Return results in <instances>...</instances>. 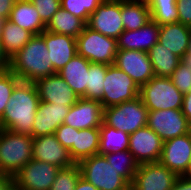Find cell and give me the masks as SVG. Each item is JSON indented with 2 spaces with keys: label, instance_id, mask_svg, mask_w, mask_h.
I'll list each match as a JSON object with an SVG mask.
<instances>
[{
  "label": "cell",
  "instance_id": "1",
  "mask_svg": "<svg viewBox=\"0 0 191 190\" xmlns=\"http://www.w3.org/2000/svg\"><path fill=\"white\" fill-rule=\"evenodd\" d=\"M39 102L35 83L20 81L15 86L3 115L0 117V128L31 135Z\"/></svg>",
  "mask_w": 191,
  "mask_h": 190
},
{
  "label": "cell",
  "instance_id": "2",
  "mask_svg": "<svg viewBox=\"0 0 191 190\" xmlns=\"http://www.w3.org/2000/svg\"><path fill=\"white\" fill-rule=\"evenodd\" d=\"M44 39L34 35L28 43L9 59V70L21 81L35 82L55 74Z\"/></svg>",
  "mask_w": 191,
  "mask_h": 190
},
{
  "label": "cell",
  "instance_id": "3",
  "mask_svg": "<svg viewBox=\"0 0 191 190\" xmlns=\"http://www.w3.org/2000/svg\"><path fill=\"white\" fill-rule=\"evenodd\" d=\"M33 137L0 128V170L14 176L32 159Z\"/></svg>",
  "mask_w": 191,
  "mask_h": 190
},
{
  "label": "cell",
  "instance_id": "4",
  "mask_svg": "<svg viewBox=\"0 0 191 190\" xmlns=\"http://www.w3.org/2000/svg\"><path fill=\"white\" fill-rule=\"evenodd\" d=\"M139 96L148 111L182 108L183 94L169 77L154 76L140 87Z\"/></svg>",
  "mask_w": 191,
  "mask_h": 190
},
{
  "label": "cell",
  "instance_id": "5",
  "mask_svg": "<svg viewBox=\"0 0 191 190\" xmlns=\"http://www.w3.org/2000/svg\"><path fill=\"white\" fill-rule=\"evenodd\" d=\"M148 109L140 96L121 104L104 108L103 121L127 134L147 126Z\"/></svg>",
  "mask_w": 191,
  "mask_h": 190
},
{
  "label": "cell",
  "instance_id": "6",
  "mask_svg": "<svg viewBox=\"0 0 191 190\" xmlns=\"http://www.w3.org/2000/svg\"><path fill=\"white\" fill-rule=\"evenodd\" d=\"M81 176L98 190H123L130 183L110 164L104 155H93L78 163Z\"/></svg>",
  "mask_w": 191,
  "mask_h": 190
},
{
  "label": "cell",
  "instance_id": "7",
  "mask_svg": "<svg viewBox=\"0 0 191 190\" xmlns=\"http://www.w3.org/2000/svg\"><path fill=\"white\" fill-rule=\"evenodd\" d=\"M77 54L91 63L113 65L118 52L117 39L85 26L76 38Z\"/></svg>",
  "mask_w": 191,
  "mask_h": 190
},
{
  "label": "cell",
  "instance_id": "8",
  "mask_svg": "<svg viewBox=\"0 0 191 190\" xmlns=\"http://www.w3.org/2000/svg\"><path fill=\"white\" fill-rule=\"evenodd\" d=\"M140 87L121 69L108 65L104 80L103 97L99 101L103 108L121 104L138 97Z\"/></svg>",
  "mask_w": 191,
  "mask_h": 190
},
{
  "label": "cell",
  "instance_id": "9",
  "mask_svg": "<svg viewBox=\"0 0 191 190\" xmlns=\"http://www.w3.org/2000/svg\"><path fill=\"white\" fill-rule=\"evenodd\" d=\"M60 168L33 158L14 176V190H49Z\"/></svg>",
  "mask_w": 191,
  "mask_h": 190
},
{
  "label": "cell",
  "instance_id": "10",
  "mask_svg": "<svg viewBox=\"0 0 191 190\" xmlns=\"http://www.w3.org/2000/svg\"><path fill=\"white\" fill-rule=\"evenodd\" d=\"M147 126L163 141L191 132V124L177 109L148 111Z\"/></svg>",
  "mask_w": 191,
  "mask_h": 190
},
{
  "label": "cell",
  "instance_id": "11",
  "mask_svg": "<svg viewBox=\"0 0 191 190\" xmlns=\"http://www.w3.org/2000/svg\"><path fill=\"white\" fill-rule=\"evenodd\" d=\"M86 26L117 39L124 31L121 18V0H104L89 16Z\"/></svg>",
  "mask_w": 191,
  "mask_h": 190
},
{
  "label": "cell",
  "instance_id": "12",
  "mask_svg": "<svg viewBox=\"0 0 191 190\" xmlns=\"http://www.w3.org/2000/svg\"><path fill=\"white\" fill-rule=\"evenodd\" d=\"M179 176L160 162L139 164L131 185L135 190H171Z\"/></svg>",
  "mask_w": 191,
  "mask_h": 190
},
{
  "label": "cell",
  "instance_id": "13",
  "mask_svg": "<svg viewBox=\"0 0 191 190\" xmlns=\"http://www.w3.org/2000/svg\"><path fill=\"white\" fill-rule=\"evenodd\" d=\"M164 141L148 126L129 135V152L139 164L159 162Z\"/></svg>",
  "mask_w": 191,
  "mask_h": 190
},
{
  "label": "cell",
  "instance_id": "14",
  "mask_svg": "<svg viewBox=\"0 0 191 190\" xmlns=\"http://www.w3.org/2000/svg\"><path fill=\"white\" fill-rule=\"evenodd\" d=\"M114 65L130 76L139 87L155 76L148 52L118 50Z\"/></svg>",
  "mask_w": 191,
  "mask_h": 190
},
{
  "label": "cell",
  "instance_id": "15",
  "mask_svg": "<svg viewBox=\"0 0 191 190\" xmlns=\"http://www.w3.org/2000/svg\"><path fill=\"white\" fill-rule=\"evenodd\" d=\"M191 158V132L164 141L159 162L182 176Z\"/></svg>",
  "mask_w": 191,
  "mask_h": 190
},
{
  "label": "cell",
  "instance_id": "16",
  "mask_svg": "<svg viewBox=\"0 0 191 190\" xmlns=\"http://www.w3.org/2000/svg\"><path fill=\"white\" fill-rule=\"evenodd\" d=\"M104 108L98 100L79 98L72 105L63 124L75 129H89L100 127L103 123Z\"/></svg>",
  "mask_w": 191,
  "mask_h": 190
},
{
  "label": "cell",
  "instance_id": "17",
  "mask_svg": "<svg viewBox=\"0 0 191 190\" xmlns=\"http://www.w3.org/2000/svg\"><path fill=\"white\" fill-rule=\"evenodd\" d=\"M34 83L40 101L71 107L79 99L58 73L39 78Z\"/></svg>",
  "mask_w": 191,
  "mask_h": 190
},
{
  "label": "cell",
  "instance_id": "18",
  "mask_svg": "<svg viewBox=\"0 0 191 190\" xmlns=\"http://www.w3.org/2000/svg\"><path fill=\"white\" fill-rule=\"evenodd\" d=\"M32 158L59 168L75 164L69 150L57 140L55 134L33 138Z\"/></svg>",
  "mask_w": 191,
  "mask_h": 190
},
{
  "label": "cell",
  "instance_id": "19",
  "mask_svg": "<svg viewBox=\"0 0 191 190\" xmlns=\"http://www.w3.org/2000/svg\"><path fill=\"white\" fill-rule=\"evenodd\" d=\"M70 106L56 105L40 101L32 126L33 138L54 134L56 129L63 124Z\"/></svg>",
  "mask_w": 191,
  "mask_h": 190
},
{
  "label": "cell",
  "instance_id": "20",
  "mask_svg": "<svg viewBox=\"0 0 191 190\" xmlns=\"http://www.w3.org/2000/svg\"><path fill=\"white\" fill-rule=\"evenodd\" d=\"M40 36L45 41L50 61L56 73L77 55L76 38L46 30Z\"/></svg>",
  "mask_w": 191,
  "mask_h": 190
},
{
  "label": "cell",
  "instance_id": "21",
  "mask_svg": "<svg viewBox=\"0 0 191 190\" xmlns=\"http://www.w3.org/2000/svg\"><path fill=\"white\" fill-rule=\"evenodd\" d=\"M160 25L152 19L138 30H124L117 38L118 50L148 52L159 40Z\"/></svg>",
  "mask_w": 191,
  "mask_h": 190
},
{
  "label": "cell",
  "instance_id": "22",
  "mask_svg": "<svg viewBox=\"0 0 191 190\" xmlns=\"http://www.w3.org/2000/svg\"><path fill=\"white\" fill-rule=\"evenodd\" d=\"M90 64L89 60L77 54L57 72L79 98L87 99V79Z\"/></svg>",
  "mask_w": 191,
  "mask_h": 190
},
{
  "label": "cell",
  "instance_id": "23",
  "mask_svg": "<svg viewBox=\"0 0 191 190\" xmlns=\"http://www.w3.org/2000/svg\"><path fill=\"white\" fill-rule=\"evenodd\" d=\"M191 27L176 22L160 26L158 42L173 54L182 58L188 48Z\"/></svg>",
  "mask_w": 191,
  "mask_h": 190
},
{
  "label": "cell",
  "instance_id": "24",
  "mask_svg": "<svg viewBox=\"0 0 191 190\" xmlns=\"http://www.w3.org/2000/svg\"><path fill=\"white\" fill-rule=\"evenodd\" d=\"M8 20L33 35H40L46 29V24L41 20L35 6L29 0L14 2Z\"/></svg>",
  "mask_w": 191,
  "mask_h": 190
},
{
  "label": "cell",
  "instance_id": "25",
  "mask_svg": "<svg viewBox=\"0 0 191 190\" xmlns=\"http://www.w3.org/2000/svg\"><path fill=\"white\" fill-rule=\"evenodd\" d=\"M100 127L75 129V138L70 155L75 163L99 153Z\"/></svg>",
  "mask_w": 191,
  "mask_h": 190
},
{
  "label": "cell",
  "instance_id": "26",
  "mask_svg": "<svg viewBox=\"0 0 191 190\" xmlns=\"http://www.w3.org/2000/svg\"><path fill=\"white\" fill-rule=\"evenodd\" d=\"M33 36L34 35L28 30L19 27L7 19L0 37L4 54L10 59L19 52Z\"/></svg>",
  "mask_w": 191,
  "mask_h": 190
},
{
  "label": "cell",
  "instance_id": "27",
  "mask_svg": "<svg viewBox=\"0 0 191 190\" xmlns=\"http://www.w3.org/2000/svg\"><path fill=\"white\" fill-rule=\"evenodd\" d=\"M121 18L124 30H138L151 20L147 3L121 0Z\"/></svg>",
  "mask_w": 191,
  "mask_h": 190
},
{
  "label": "cell",
  "instance_id": "28",
  "mask_svg": "<svg viewBox=\"0 0 191 190\" xmlns=\"http://www.w3.org/2000/svg\"><path fill=\"white\" fill-rule=\"evenodd\" d=\"M85 26L86 23L81 18L60 7L46 25L45 30L77 38L83 32Z\"/></svg>",
  "mask_w": 191,
  "mask_h": 190
},
{
  "label": "cell",
  "instance_id": "29",
  "mask_svg": "<svg viewBox=\"0 0 191 190\" xmlns=\"http://www.w3.org/2000/svg\"><path fill=\"white\" fill-rule=\"evenodd\" d=\"M148 55L155 76L170 77L181 62V58L157 42L149 51Z\"/></svg>",
  "mask_w": 191,
  "mask_h": 190
},
{
  "label": "cell",
  "instance_id": "30",
  "mask_svg": "<svg viewBox=\"0 0 191 190\" xmlns=\"http://www.w3.org/2000/svg\"><path fill=\"white\" fill-rule=\"evenodd\" d=\"M129 147V134L107 125L104 121L100 126L99 153L125 151Z\"/></svg>",
  "mask_w": 191,
  "mask_h": 190
},
{
  "label": "cell",
  "instance_id": "31",
  "mask_svg": "<svg viewBox=\"0 0 191 190\" xmlns=\"http://www.w3.org/2000/svg\"><path fill=\"white\" fill-rule=\"evenodd\" d=\"M103 155L107 161L119 171V175L123 176L131 184L134 175L138 170L139 163L135 160L129 150L114 151Z\"/></svg>",
  "mask_w": 191,
  "mask_h": 190
},
{
  "label": "cell",
  "instance_id": "32",
  "mask_svg": "<svg viewBox=\"0 0 191 190\" xmlns=\"http://www.w3.org/2000/svg\"><path fill=\"white\" fill-rule=\"evenodd\" d=\"M177 0H151L148 4L151 19L157 24L178 22Z\"/></svg>",
  "mask_w": 191,
  "mask_h": 190
},
{
  "label": "cell",
  "instance_id": "33",
  "mask_svg": "<svg viewBox=\"0 0 191 190\" xmlns=\"http://www.w3.org/2000/svg\"><path fill=\"white\" fill-rule=\"evenodd\" d=\"M108 65L91 63L87 79V99L100 101L103 97L104 80Z\"/></svg>",
  "mask_w": 191,
  "mask_h": 190
},
{
  "label": "cell",
  "instance_id": "34",
  "mask_svg": "<svg viewBox=\"0 0 191 190\" xmlns=\"http://www.w3.org/2000/svg\"><path fill=\"white\" fill-rule=\"evenodd\" d=\"M104 0H60L61 8L87 23L89 16Z\"/></svg>",
  "mask_w": 191,
  "mask_h": 190
},
{
  "label": "cell",
  "instance_id": "35",
  "mask_svg": "<svg viewBox=\"0 0 191 190\" xmlns=\"http://www.w3.org/2000/svg\"><path fill=\"white\" fill-rule=\"evenodd\" d=\"M80 176L81 170L78 163L70 167L60 168L49 190H74Z\"/></svg>",
  "mask_w": 191,
  "mask_h": 190
},
{
  "label": "cell",
  "instance_id": "36",
  "mask_svg": "<svg viewBox=\"0 0 191 190\" xmlns=\"http://www.w3.org/2000/svg\"><path fill=\"white\" fill-rule=\"evenodd\" d=\"M20 81L21 80L9 69L0 71V117L3 115L15 86Z\"/></svg>",
  "mask_w": 191,
  "mask_h": 190
},
{
  "label": "cell",
  "instance_id": "37",
  "mask_svg": "<svg viewBox=\"0 0 191 190\" xmlns=\"http://www.w3.org/2000/svg\"><path fill=\"white\" fill-rule=\"evenodd\" d=\"M169 78L183 95L191 91V69L182 62Z\"/></svg>",
  "mask_w": 191,
  "mask_h": 190
},
{
  "label": "cell",
  "instance_id": "38",
  "mask_svg": "<svg viewBox=\"0 0 191 190\" xmlns=\"http://www.w3.org/2000/svg\"><path fill=\"white\" fill-rule=\"evenodd\" d=\"M47 25L52 16L60 9V0H29Z\"/></svg>",
  "mask_w": 191,
  "mask_h": 190
},
{
  "label": "cell",
  "instance_id": "39",
  "mask_svg": "<svg viewBox=\"0 0 191 190\" xmlns=\"http://www.w3.org/2000/svg\"><path fill=\"white\" fill-rule=\"evenodd\" d=\"M57 140L66 148L70 149L75 138V128L66 124H61L55 131Z\"/></svg>",
  "mask_w": 191,
  "mask_h": 190
},
{
  "label": "cell",
  "instance_id": "40",
  "mask_svg": "<svg viewBox=\"0 0 191 190\" xmlns=\"http://www.w3.org/2000/svg\"><path fill=\"white\" fill-rule=\"evenodd\" d=\"M178 22L191 27V0H177Z\"/></svg>",
  "mask_w": 191,
  "mask_h": 190
},
{
  "label": "cell",
  "instance_id": "41",
  "mask_svg": "<svg viewBox=\"0 0 191 190\" xmlns=\"http://www.w3.org/2000/svg\"><path fill=\"white\" fill-rule=\"evenodd\" d=\"M181 110L188 122L191 124V91L183 95Z\"/></svg>",
  "mask_w": 191,
  "mask_h": 190
},
{
  "label": "cell",
  "instance_id": "42",
  "mask_svg": "<svg viewBox=\"0 0 191 190\" xmlns=\"http://www.w3.org/2000/svg\"><path fill=\"white\" fill-rule=\"evenodd\" d=\"M14 5L13 0H0V16L8 19Z\"/></svg>",
  "mask_w": 191,
  "mask_h": 190
},
{
  "label": "cell",
  "instance_id": "43",
  "mask_svg": "<svg viewBox=\"0 0 191 190\" xmlns=\"http://www.w3.org/2000/svg\"><path fill=\"white\" fill-rule=\"evenodd\" d=\"M171 190H191V180L179 176Z\"/></svg>",
  "mask_w": 191,
  "mask_h": 190
},
{
  "label": "cell",
  "instance_id": "44",
  "mask_svg": "<svg viewBox=\"0 0 191 190\" xmlns=\"http://www.w3.org/2000/svg\"><path fill=\"white\" fill-rule=\"evenodd\" d=\"M0 190H14V182L12 176H0Z\"/></svg>",
  "mask_w": 191,
  "mask_h": 190
},
{
  "label": "cell",
  "instance_id": "45",
  "mask_svg": "<svg viewBox=\"0 0 191 190\" xmlns=\"http://www.w3.org/2000/svg\"><path fill=\"white\" fill-rule=\"evenodd\" d=\"M74 190H98V189L93 184L84 179L82 176H80Z\"/></svg>",
  "mask_w": 191,
  "mask_h": 190
},
{
  "label": "cell",
  "instance_id": "46",
  "mask_svg": "<svg viewBox=\"0 0 191 190\" xmlns=\"http://www.w3.org/2000/svg\"><path fill=\"white\" fill-rule=\"evenodd\" d=\"M0 37H1V32H0ZM8 69H9V59L4 54L0 41V71H5Z\"/></svg>",
  "mask_w": 191,
  "mask_h": 190
},
{
  "label": "cell",
  "instance_id": "47",
  "mask_svg": "<svg viewBox=\"0 0 191 190\" xmlns=\"http://www.w3.org/2000/svg\"><path fill=\"white\" fill-rule=\"evenodd\" d=\"M181 62L191 69V56L190 55H184L181 58Z\"/></svg>",
  "mask_w": 191,
  "mask_h": 190
},
{
  "label": "cell",
  "instance_id": "48",
  "mask_svg": "<svg viewBox=\"0 0 191 190\" xmlns=\"http://www.w3.org/2000/svg\"><path fill=\"white\" fill-rule=\"evenodd\" d=\"M182 177L186 178L188 180H191V158H190L188 167H187L186 171L183 173Z\"/></svg>",
  "mask_w": 191,
  "mask_h": 190
},
{
  "label": "cell",
  "instance_id": "49",
  "mask_svg": "<svg viewBox=\"0 0 191 190\" xmlns=\"http://www.w3.org/2000/svg\"><path fill=\"white\" fill-rule=\"evenodd\" d=\"M185 55H190L191 56V33L189 36V44H188V48H187V52Z\"/></svg>",
  "mask_w": 191,
  "mask_h": 190
},
{
  "label": "cell",
  "instance_id": "50",
  "mask_svg": "<svg viewBox=\"0 0 191 190\" xmlns=\"http://www.w3.org/2000/svg\"><path fill=\"white\" fill-rule=\"evenodd\" d=\"M7 19L0 16V32H2V28Z\"/></svg>",
  "mask_w": 191,
  "mask_h": 190
},
{
  "label": "cell",
  "instance_id": "51",
  "mask_svg": "<svg viewBox=\"0 0 191 190\" xmlns=\"http://www.w3.org/2000/svg\"><path fill=\"white\" fill-rule=\"evenodd\" d=\"M132 1H137V2H142V3L149 4L151 0H132Z\"/></svg>",
  "mask_w": 191,
  "mask_h": 190
},
{
  "label": "cell",
  "instance_id": "52",
  "mask_svg": "<svg viewBox=\"0 0 191 190\" xmlns=\"http://www.w3.org/2000/svg\"><path fill=\"white\" fill-rule=\"evenodd\" d=\"M123 190H135L134 187L130 184L128 185L126 188H124Z\"/></svg>",
  "mask_w": 191,
  "mask_h": 190
},
{
  "label": "cell",
  "instance_id": "53",
  "mask_svg": "<svg viewBox=\"0 0 191 190\" xmlns=\"http://www.w3.org/2000/svg\"><path fill=\"white\" fill-rule=\"evenodd\" d=\"M14 2L28 1V0H13Z\"/></svg>",
  "mask_w": 191,
  "mask_h": 190
}]
</instances>
